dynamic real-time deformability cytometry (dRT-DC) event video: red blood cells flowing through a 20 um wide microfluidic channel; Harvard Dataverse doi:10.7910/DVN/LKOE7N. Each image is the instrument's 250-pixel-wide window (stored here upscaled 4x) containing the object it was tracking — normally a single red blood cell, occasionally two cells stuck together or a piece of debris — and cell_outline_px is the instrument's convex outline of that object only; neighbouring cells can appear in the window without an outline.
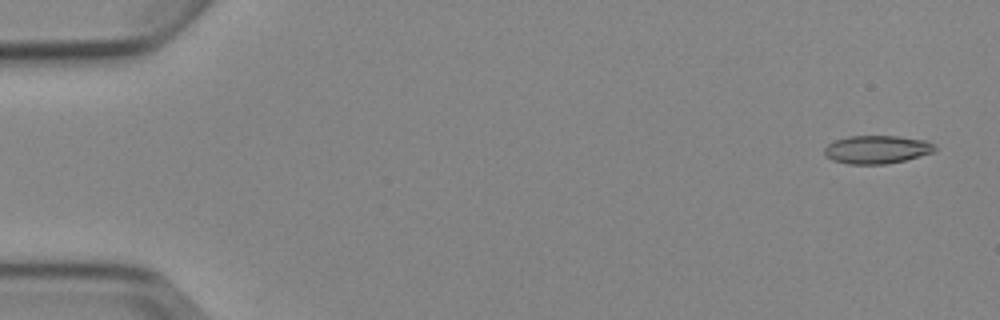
{"species": "Egyptian fruit bat (a non-hibernating species)", "species_latin": "Rousettus aegyptiacus", "temperature_condition": "cold", "stored_images_in_passage": 5, "camera_frame_rate_fps": 3000, "um_per_image_px": 0.085, "animal": {"sex": "female"}, "frame": {"image": 1, "passage_image": 1, "time_ms": 0.0, "image_size_px": [1000, 320], "cell_outline_px": [[936, 152], [904, 160], [884, 164], [848, 164], [832, 160], [824, 156], [824, 148], [828, 144], [836, 140], [848, 136], [900, 136], [928, 140], [936, 148]], "centroid_in_image_um": [74.54, 12.7], "position_along_channel_um": 10.5, "area_um2": 18.26}}
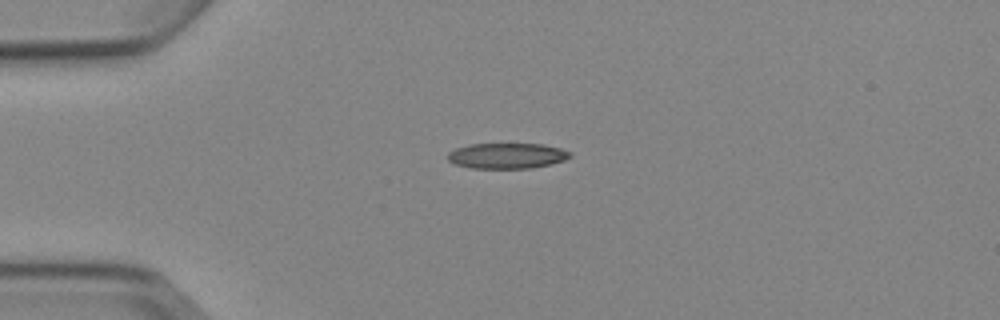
{"frame": {"image": 2, "passage_image": 4, "time_ms": 3.667, "image_size_px": [1000, 320], "cell_outline_px": [[572, 156], [564, 160], [552, 164], [532, 168], [468, 168], [456, 164], [448, 160], [448, 152], [456, 148], [468, 144], [544, 144], [560, 148], [572, 152]], "centroid_in_image_um": [43.11, 13.24], "position_along_channel_um": 41.9, "area_um2": 18.32}}